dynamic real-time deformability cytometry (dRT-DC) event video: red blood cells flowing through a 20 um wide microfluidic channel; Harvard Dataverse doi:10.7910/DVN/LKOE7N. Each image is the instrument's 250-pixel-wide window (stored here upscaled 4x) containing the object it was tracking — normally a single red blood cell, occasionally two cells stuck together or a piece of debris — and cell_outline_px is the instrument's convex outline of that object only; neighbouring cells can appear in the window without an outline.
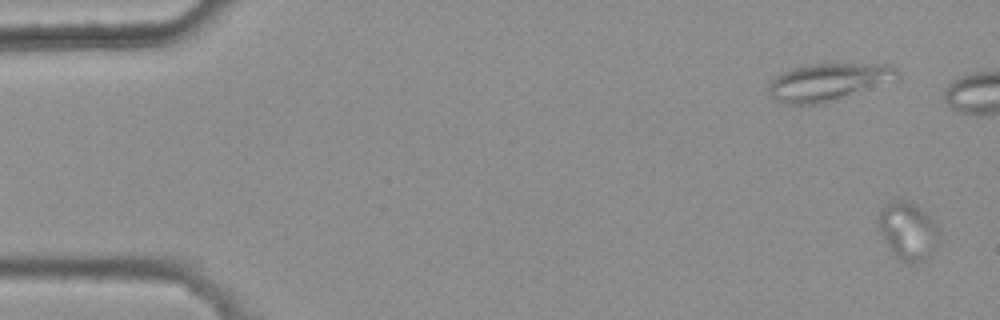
{"species": "common noctule bat (a hibernating species)", "species_latin": "Nyctalus noctula", "temperature_condition": "warm", "stored_images_in_passage": 12, "camera_frame_rate_fps": 3000, "um_per_image_px": 0.085, "animal": {"sex": "female", "body_mass_g": 25.1}, "frame": {"image": 1, "passage_image": 1, "time_ms": 0.0, "image_size_px": [1000, 320], "cell_outline_px": [[940, 244], [928, 256], [916, 264], [908, 264], [900, 260], [896, 256], [880, 232], [880, 208], [884, 204], [896, 196], [916, 204], [936, 224], [940, 232]], "centroid_in_image_um": [77.21, 19.6], "position_along_channel_um": 7.8, "area_um2": 20.58}}